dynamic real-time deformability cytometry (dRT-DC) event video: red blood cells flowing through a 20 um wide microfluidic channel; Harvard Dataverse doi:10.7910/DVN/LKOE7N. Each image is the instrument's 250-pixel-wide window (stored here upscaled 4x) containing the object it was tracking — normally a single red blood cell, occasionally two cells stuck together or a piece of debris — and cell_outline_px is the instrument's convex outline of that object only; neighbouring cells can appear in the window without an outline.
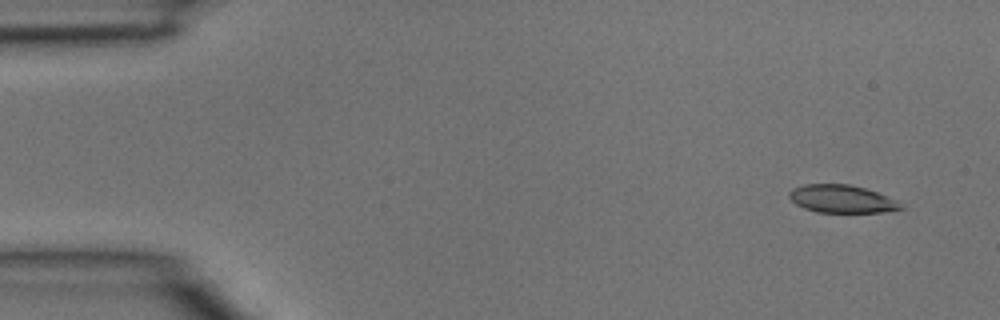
{"species": "common noctule bat (a hibernating species)", "species_latin": "Nyctalus noctula", "temperature_condition": "room temperature", "stored_images_in_passage": 3, "camera_frame_rate_fps": 3000, "um_per_image_px": 0.085, "animal": {"sex": "male", "body_mass_g": 15.6}, "frame": {"image": 1, "passage_image": 1, "time_ms": 0.0, "image_size_px": [1000, 320], "cell_outline_px": [[904, 208], [884, 212], [816, 212], [804, 208], [796, 204], [788, 196], [788, 192], [792, 188], [804, 184], [848, 184], [864, 188], [876, 192], [896, 200]], "centroid_in_image_um": [71.5, 16.9], "position_along_channel_um": 13.5, "area_um2": 17.98}}